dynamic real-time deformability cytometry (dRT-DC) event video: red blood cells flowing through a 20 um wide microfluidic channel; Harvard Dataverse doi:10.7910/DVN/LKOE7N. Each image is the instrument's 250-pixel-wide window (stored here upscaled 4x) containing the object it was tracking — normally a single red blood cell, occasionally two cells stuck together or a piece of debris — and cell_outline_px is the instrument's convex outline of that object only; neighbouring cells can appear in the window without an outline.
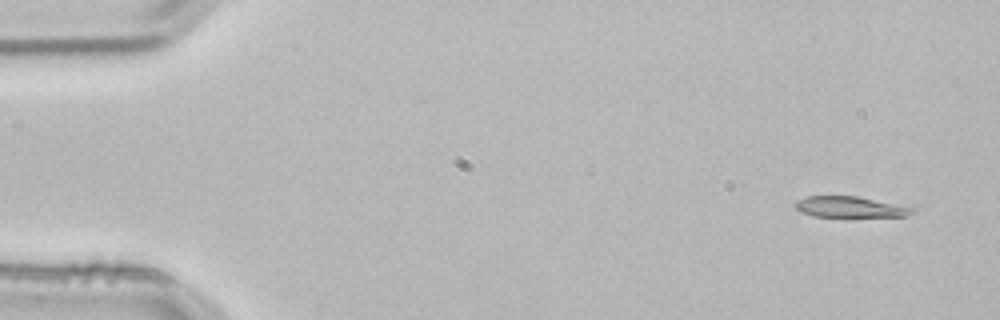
{"species": "common noctule bat (a hibernating species)", "species_latin": "Nyctalus noctula", "temperature_condition": "room temperature", "stored_images_in_passage": 4, "camera_frame_rate_fps": 3000, "um_per_image_px": 0.085, "animal": {"sex": "male", "body_mass_g": 21.5, "forearm_length_mm": 52.0}, "frame": {"image": 1, "passage_image": 1, "time_ms": 0.0, "image_size_px": [1000, 320], "cell_outline_px": [[916, 212], [908, 216], [812, 216], [800, 212], [792, 204], [796, 200], [808, 196], [856, 196], [916, 208]], "centroid_in_image_um": [72.23, 17.59], "position_along_channel_um": 12.8, "area_um2": 14.22}}
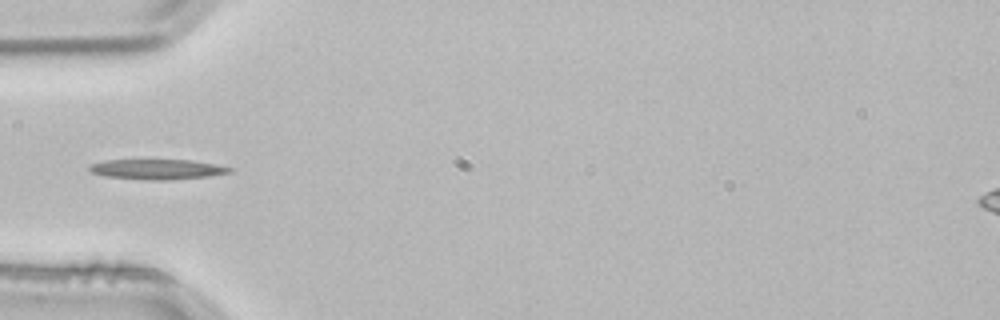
{"frame": {"image": 2, "passage_image": 4, "time_ms": 1.0, "image_size_px": [1000, 320], "cell_outline_px": [[232, 172], [208, 176], [172, 180], [144, 180], [104, 176], [92, 172], [88, 168], [88, 164], [104, 160], [192, 160], [216, 164], [232, 168]], "centroid_in_image_um": [13.34, 14.39], "position_along_channel_um": 71.7, "area_um2": 16.59}}